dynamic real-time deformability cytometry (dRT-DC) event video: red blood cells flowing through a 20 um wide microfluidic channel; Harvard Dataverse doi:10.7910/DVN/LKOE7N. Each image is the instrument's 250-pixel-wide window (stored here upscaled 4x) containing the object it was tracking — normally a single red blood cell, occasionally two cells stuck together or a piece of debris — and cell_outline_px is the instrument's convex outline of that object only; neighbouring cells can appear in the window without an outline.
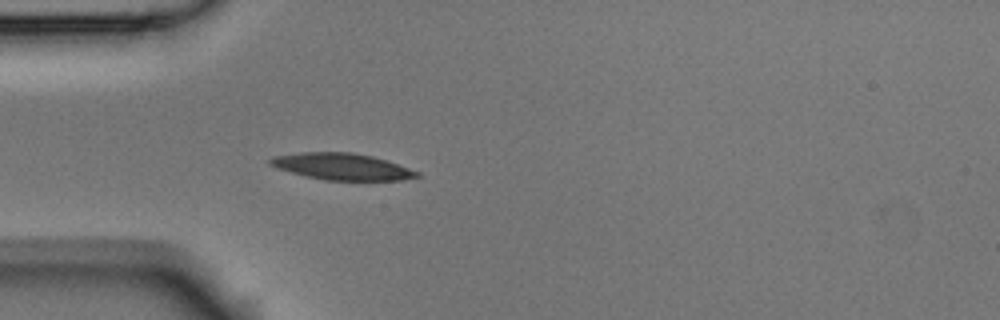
{"species": "Egyptian fruit bat (a non-hibernating species)", "species_latin": "Rousettus aegyptiacus", "temperature_condition": "room temperature", "stored_images_in_passage": 2, "camera_frame_rate_fps": 3000, "um_per_image_px": 0.085, "animal": {"sex": "male"}, "frame": {"image": 1, "passage_image": 2, "time_ms": 0.333, "image_size_px": [1000, 320], "cell_outline_px": [[420, 176], [400, 180], [324, 180], [304, 176], [276, 168], [268, 164], [268, 160], [272, 156], [300, 152], [352, 152], [372, 156], [420, 172]], "centroid_in_image_um": [28.99, 14.15], "position_along_channel_um": 56.0, "area_um2": 22.72}}